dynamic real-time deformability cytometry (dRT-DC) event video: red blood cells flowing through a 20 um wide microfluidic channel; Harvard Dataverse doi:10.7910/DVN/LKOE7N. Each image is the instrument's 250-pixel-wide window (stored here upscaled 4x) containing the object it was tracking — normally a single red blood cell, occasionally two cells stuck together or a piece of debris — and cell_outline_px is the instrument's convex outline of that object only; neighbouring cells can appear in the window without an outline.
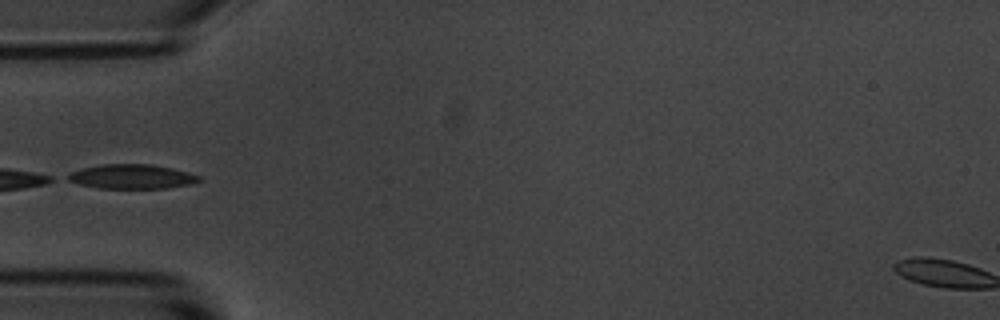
{"species": "common noctule bat (a hibernating species)", "species_latin": "Nyctalus noctula", "temperature_condition": "room temperature", "stored_images_in_passage": 5, "camera_frame_rate_fps": 3000, "um_per_image_px": 0.085, "animal": {"sex": "male", "body_mass_g": 20.1, "forearm_length_mm": 53.5}, "frame": {"image": 1, "passage_image": 5, "time_ms": 4.667, "image_size_px": [1000, 320], "cell_outline_px": [[200, 180], [192, 184], [168, 188], [100, 188], [80, 184], [68, 180], [60, 176], [68, 172], [100, 164], [152, 164], [172, 168], [188, 172], [200, 176]], "centroid_in_image_um": [11.15, 15.0], "position_along_channel_um": 73.8, "area_um2": 18.84}}